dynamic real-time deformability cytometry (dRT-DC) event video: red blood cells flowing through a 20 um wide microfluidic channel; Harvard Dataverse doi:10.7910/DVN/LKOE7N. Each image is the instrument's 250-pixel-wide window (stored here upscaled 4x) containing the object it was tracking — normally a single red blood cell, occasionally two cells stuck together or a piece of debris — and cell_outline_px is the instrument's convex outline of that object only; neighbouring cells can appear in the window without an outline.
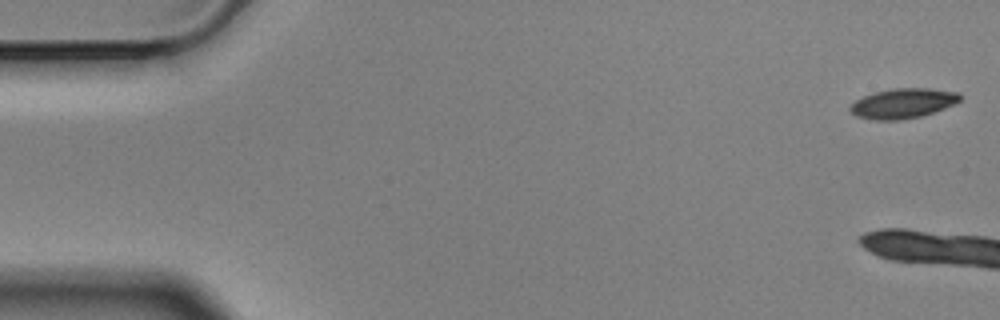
{"species": "Egyptian fruit bat (a non-hibernating species)", "species_latin": "Rousettus aegyptiacus", "temperature_condition": "cold", "stored_images_in_passage": 4, "segment_of_instrument_passage": [2, 2], "camera_frame_rate_fps": 3000, "um_per_image_px": 0.085, "animal": {"sex": "male"}, "frame": {"image": 1, "passage_image": 4, "time_ms": 1.0, "image_size_px": [1000, 320], "cell_outline_px": [[960, 100], [956, 104], [920, 116], [900, 120], [876, 120], [856, 116], [848, 108], [856, 100], [872, 92], [892, 88], [932, 88], [960, 92]], "centroid_in_image_um": [76.76, 8.77], "position_along_channel_um": 8.2, "area_um2": 19.19}}